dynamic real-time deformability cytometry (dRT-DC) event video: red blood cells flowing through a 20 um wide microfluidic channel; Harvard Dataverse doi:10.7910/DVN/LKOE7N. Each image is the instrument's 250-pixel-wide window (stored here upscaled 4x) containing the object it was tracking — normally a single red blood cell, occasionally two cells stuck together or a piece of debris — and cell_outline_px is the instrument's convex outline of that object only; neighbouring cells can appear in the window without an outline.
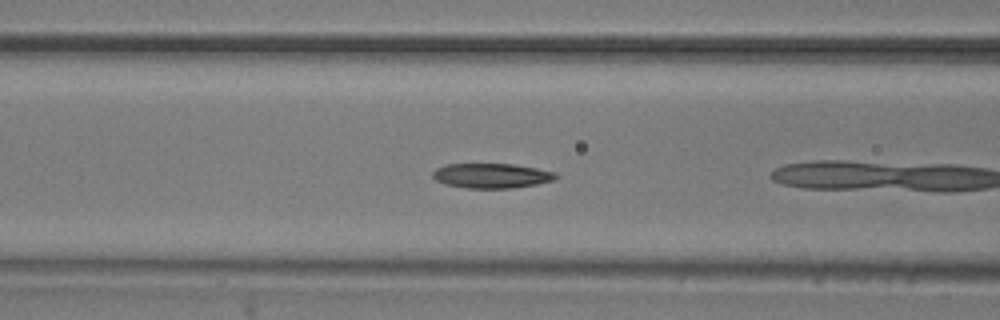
{"species": "common noctule bat (a hibernating species)", "species_latin": "Nyctalus noctula", "temperature_condition": "room temperature", "stored_images_in_passage": 4, "camera_frame_rate_fps": 3000, "um_per_image_px": 0.085, "animal": {"sex": "male", "body_mass_g": 20.5, "forearm_length_mm": 52.5}, "frame": {"image": 1, "passage_image": 3, "time_ms": 0.667, "image_size_px": [1000, 320], "cell_outline_px": [[560, 176], [556, 180], [536, 184], [512, 188], [468, 188], [448, 184], [436, 180], [432, 176], [432, 172], [436, 168], [448, 164], [512, 164], [536, 168], [556, 172]], "centroid_in_image_um": [41.83, 14.93], "position_along_channel_um": 124.8, "area_um2": 17.74}}